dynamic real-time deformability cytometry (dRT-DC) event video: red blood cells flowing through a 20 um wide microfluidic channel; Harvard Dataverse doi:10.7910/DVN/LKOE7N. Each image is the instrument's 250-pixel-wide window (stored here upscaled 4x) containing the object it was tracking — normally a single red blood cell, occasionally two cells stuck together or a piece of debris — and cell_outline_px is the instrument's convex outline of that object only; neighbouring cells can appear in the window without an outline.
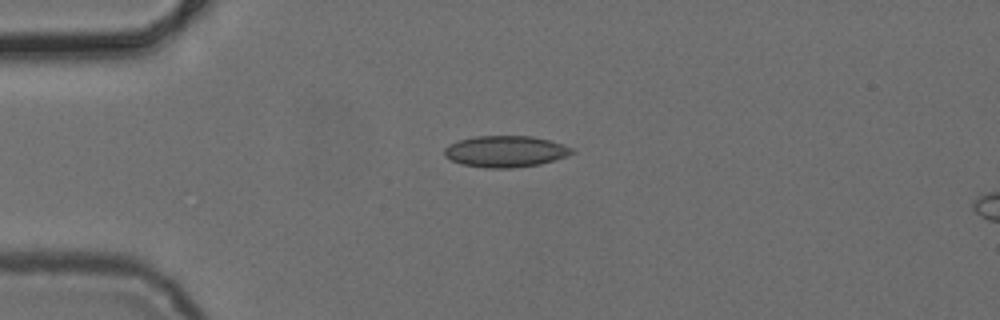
{"species": "common noctule bat (a hibernating species)", "species_latin": "Nyctalus noctula", "temperature_condition": "cold", "stored_images_in_passage": 5, "camera_frame_rate_fps": 3000, "um_per_image_px": 0.085, "animal": {"sex": "female", "body_mass_g": 24.6, "forearm_length_mm": 56.2}, "frame": {"image": 1, "passage_image": 3, "time_ms": 2.333, "image_size_px": [1000, 320], "cell_outline_px": [[576, 152], [568, 156], [540, 164], [512, 168], [488, 168], [460, 164], [444, 156], [444, 148], [448, 144], [460, 140], [476, 136], [532, 136], [564, 144], [576, 148]], "centroid_in_image_um": [43.0, 12.87], "position_along_channel_um": 42.0, "area_um2": 23.52}}
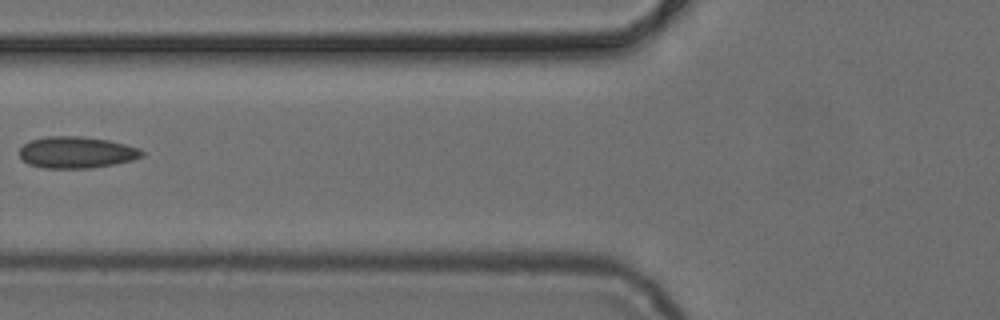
{"frame": {"image": 2, "passage_image": 5, "time_ms": 5.0, "image_size_px": [1000, 320], "cell_outline_px": [[144, 156], [132, 160], [112, 164], [88, 168], [44, 168], [28, 164], [20, 156], [20, 148], [24, 144], [32, 140], [48, 136], [80, 136], [108, 140], [140, 148], [144, 152]], "centroid_in_image_um": [6.51, 12.95], "position_along_channel_um": 119.3, "area_um2": 22.37}}